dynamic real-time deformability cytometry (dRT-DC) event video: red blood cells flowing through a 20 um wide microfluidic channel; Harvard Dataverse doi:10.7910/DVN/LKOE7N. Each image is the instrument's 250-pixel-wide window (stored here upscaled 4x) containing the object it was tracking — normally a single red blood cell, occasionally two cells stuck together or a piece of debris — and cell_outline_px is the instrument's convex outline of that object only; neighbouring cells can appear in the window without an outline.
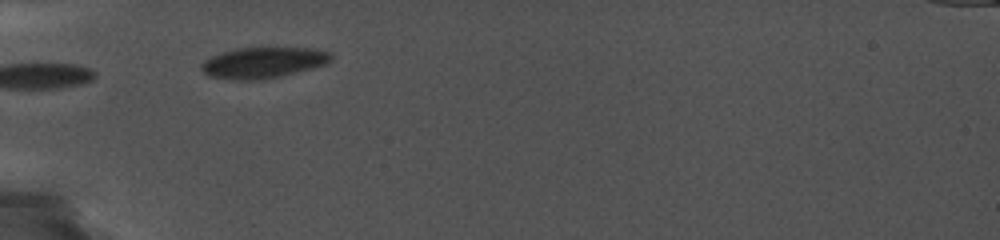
{"species": "common noctule bat (a hibernating species)", "species_latin": "Nyctalus noctula", "temperature_condition": "cold", "stored_images_in_passage": 11, "camera_frame_rate_fps": 5000, "um_per_image_px": 0.085, "animal": {"sex": "female", "body_mass_g": 19.0, "forearm_length_mm": 56.7}, "frame": {"image": 1, "passage_image": 1, "time_ms": 0.0, "image_size_px": [1000, 240], "cell_outline_px": [[332, 60], [328, 64], [264, 80], [232, 80], [208, 76], [200, 68], [200, 64], [204, 60], [212, 56], [236, 48], [316, 48], [332, 52]], "centroid_in_image_um": [22.39, 5.33], "position_along_channel_um": 62.6, "area_um2": 23.58}}